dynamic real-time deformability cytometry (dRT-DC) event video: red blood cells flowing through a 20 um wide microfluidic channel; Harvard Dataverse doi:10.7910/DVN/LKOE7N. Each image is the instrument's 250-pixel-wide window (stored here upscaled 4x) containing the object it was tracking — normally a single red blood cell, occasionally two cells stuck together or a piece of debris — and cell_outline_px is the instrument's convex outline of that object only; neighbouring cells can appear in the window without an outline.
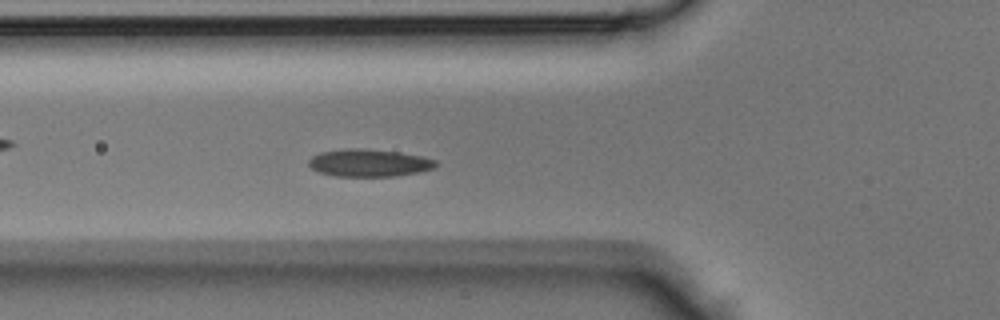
{"species": "Egyptian fruit bat (a non-hibernating species)", "species_latin": "Rousettus aegyptiacus", "temperature_condition": "room temperature", "stored_images_in_passage": 46, "camera_frame_rate_fps": 3000, "um_per_image_px": 0.085, "animal": {"sex": "male"}, "frame": {"image": 1, "passage_image": 16, "time_ms": 5.0, "image_size_px": [1000, 320], "cell_outline_px": [[440, 164], [436, 168], [420, 172], [392, 176], [336, 176], [320, 172], [312, 168], [308, 164], [308, 160], [312, 156], [320, 152], [344, 148], [364, 148], [400, 152], [424, 156], [436, 160]], "centroid_in_image_um": [31.42, 13.83], "position_along_channel_um": 94.4, "area_um2": 20.63}}
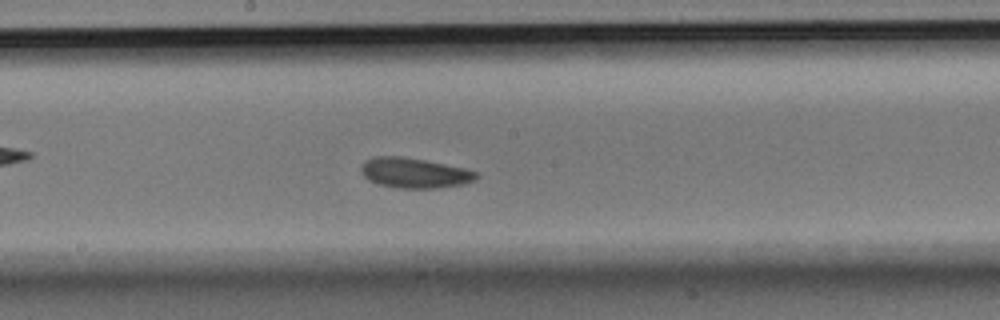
{"frame": {"image": 2, "passage_image": 24, "time_ms": 7.667, "image_size_px": [1000, 320], "cell_outline_px": [[480, 176], [476, 180], [460, 184], [436, 188], [396, 188], [376, 184], [368, 180], [360, 172], [360, 168], [364, 160], [376, 156], [404, 156], [464, 168], [476, 172]], "centroid_in_image_um": [35.17, 14.7], "position_along_channel_um": 213.0, "area_um2": 20.35}}
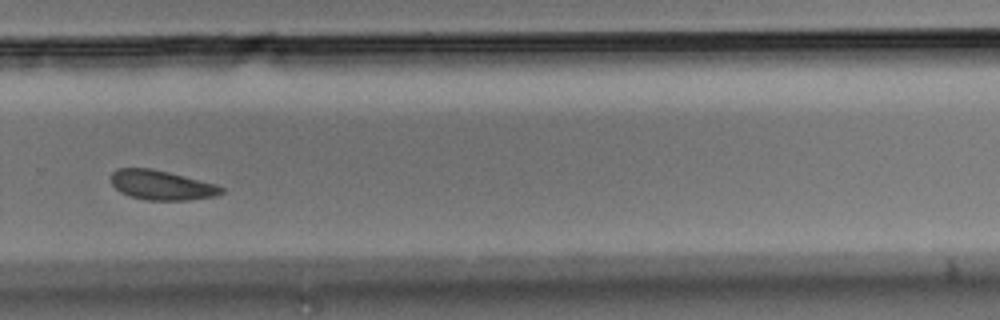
{"frame": {"image": 3, "passage_image": 31, "time_ms": 10.0, "image_size_px": [1000, 320], "cell_outline_px": [[224, 192], [216, 196], [188, 200], [148, 200], [132, 196], [120, 192], [112, 184], [112, 172], [116, 168], [152, 168], [216, 184], [224, 188]], "centroid_in_image_um": [13.75, 15.73], "position_along_channel_um": 316.1, "area_um2": 18.9}}